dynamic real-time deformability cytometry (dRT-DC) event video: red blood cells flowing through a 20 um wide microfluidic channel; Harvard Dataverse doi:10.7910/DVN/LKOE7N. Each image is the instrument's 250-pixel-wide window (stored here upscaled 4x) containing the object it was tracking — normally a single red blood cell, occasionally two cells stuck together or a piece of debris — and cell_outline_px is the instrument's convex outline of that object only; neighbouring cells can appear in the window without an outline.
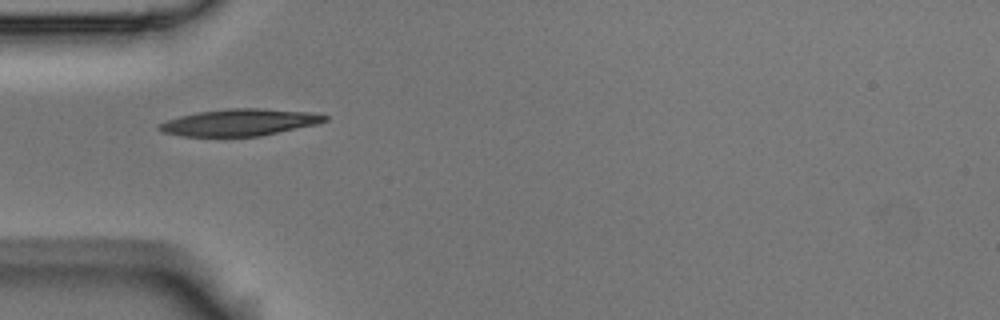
{"species": "Egyptian fruit bat (a non-hibernating species)", "species_latin": "Rousettus aegyptiacus", "temperature_condition": "room temperature", "stored_images_in_passage": 40, "camera_frame_rate_fps": 3000, "um_per_image_px": 0.085, "animal": {"sex": "male"}, "frame": {"image": 1, "passage_image": 1, "time_ms": 0.0, "image_size_px": [1000, 320], "cell_outline_px": [[328, 120], [316, 124], [260, 136], [180, 136], [160, 132], [156, 128], [156, 124], [180, 116], [196, 112], [228, 108], [260, 108], [312, 112], [328, 116]], "centroid_in_image_um": [20.31, 10.4], "position_along_channel_um": 64.7, "area_um2": 26.01}}
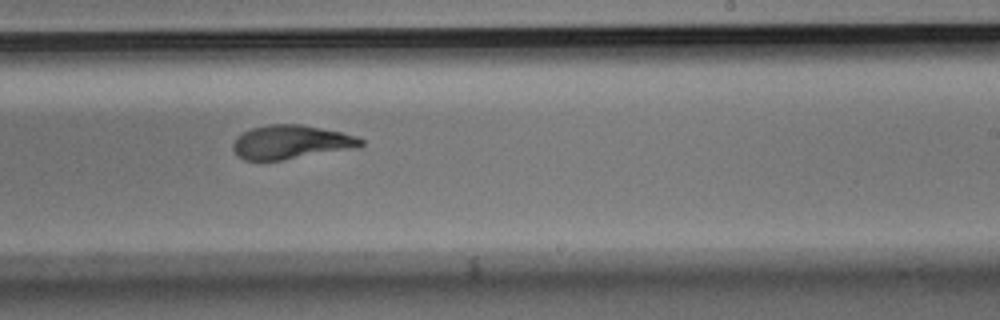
{"frame": {"image": 2, "passage_image": 18, "time_ms": 5.667, "image_size_px": [1000, 320], "cell_outline_px": [[364, 144], [360, 148], [280, 160], [244, 160], [236, 156], [232, 148], [232, 144], [236, 136], [252, 128], [268, 124], [300, 124], [340, 132], [356, 136], [364, 140]], "centroid_in_image_um": [24.73, 12.09], "position_along_channel_um": 264.3, "area_um2": 25.37}}
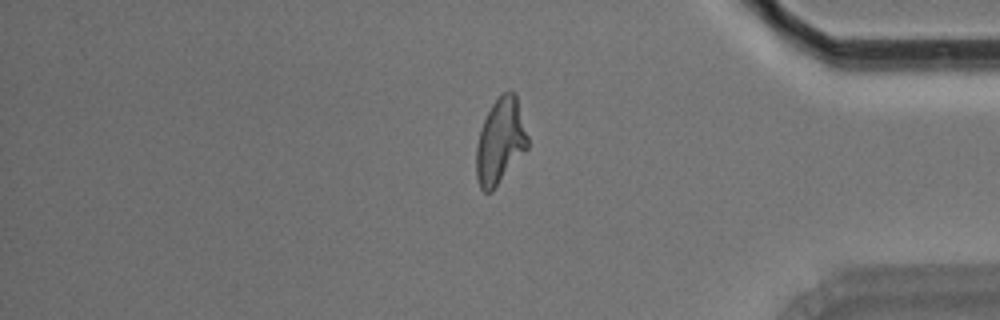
{"frame": {"image": 3, "passage_image": 31, "time_ms": 10.0, "image_size_px": [1000, 320], "cell_outline_px": [[528, 148], [492, 192], [484, 192], [480, 188], [476, 176], [476, 144], [480, 128], [492, 104], [508, 88], [516, 92], [528, 136]], "centroid_in_image_um": [42.53, 11.99], "position_along_channel_um": 392.7, "area_um2": 25.89}, "authors_computed_cell_mechanics": {"area_um2": 25.5187, "velocity_mm_per_s": 3.5187, "shape_relaxation_time_tau1_ms": 4.4647, "shape_relaxation_time_tau2_ms": 1.4765, "deformation_change_tau1": 0.1899, "deformation_change_tau2": 0.0756}}